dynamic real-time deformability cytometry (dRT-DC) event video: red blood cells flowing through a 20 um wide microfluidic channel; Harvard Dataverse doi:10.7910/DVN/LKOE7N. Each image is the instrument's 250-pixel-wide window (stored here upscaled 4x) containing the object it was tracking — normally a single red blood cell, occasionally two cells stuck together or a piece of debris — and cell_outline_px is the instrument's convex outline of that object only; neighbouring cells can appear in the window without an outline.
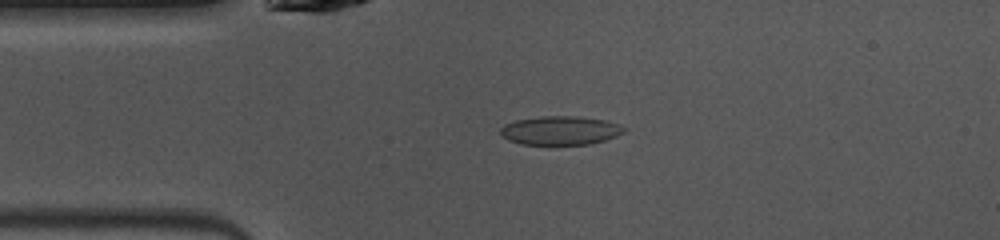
{"species": "common noctule bat (a hibernating species)", "species_latin": "Nyctalus noctula", "temperature_condition": "warm", "stored_images_in_passage": 47, "camera_frame_rate_fps": 3000, "um_per_image_px": 0.085, "animal": {"sex": "female", "body_mass_g": 10.0, "forearm_length_mm": 53.1}, "frame": {"image": 1, "passage_image": 9, "time_ms": 2.667, "image_size_px": [1000, 240], "cell_outline_px": [[628, 128], [624, 132], [616, 136], [592, 144], [520, 144], [508, 140], [500, 136], [500, 128], [504, 124], [516, 120], [540, 116], [572, 116], [604, 120], [624, 124]], "centroid_in_image_um": [47.64, 11.09], "position_along_channel_um": 37.4, "area_um2": 20.92}}
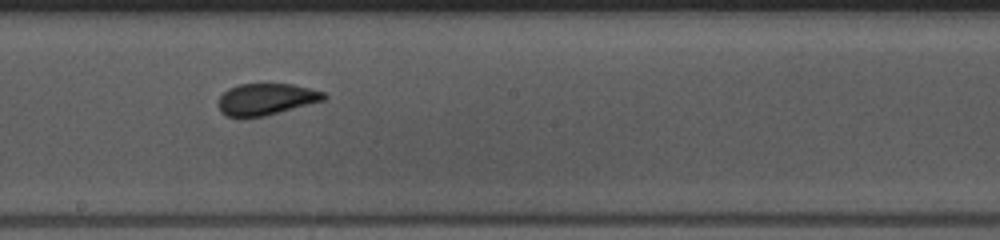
{"frame": {"image": 2, "passage_image": 24, "time_ms": 7.667, "image_size_px": [1000, 240], "cell_outline_px": [[328, 96], [324, 100], [264, 116], [224, 116], [220, 112], [220, 96], [228, 88], [240, 84], [292, 84], [324, 92]], "centroid_in_image_um": [22.63, 8.42], "position_along_channel_um": 225.6, "area_um2": 19.07}}
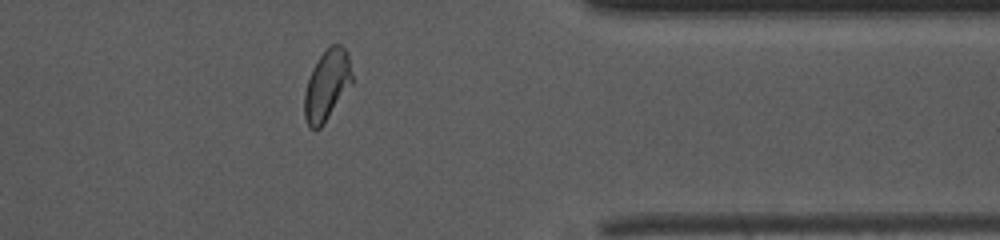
{"frame": {"image": 3, "passage_image": 37, "time_ms": 12.0, "image_size_px": [1000, 240], "cell_outline_px": [[352, 80], [324, 124], [320, 128], [308, 128], [304, 116], [304, 92], [312, 68], [320, 56], [332, 44], [340, 44], [348, 52], [352, 76]], "centroid_in_image_um": [27.75, 7.24], "position_along_channel_um": 383.6, "area_um2": 19.19}, "authors_computed_cell_mechanics": {"area_um2": 19.8254, "velocity_mm_per_s": 4.0455, "shape_relaxation_time_tau1_ms": 6.6596, "shape_relaxation_time_tau2_ms": 0.8474, "deformation_change_tau1": 0.1552, "deformation_change_tau2": 0.0441}}